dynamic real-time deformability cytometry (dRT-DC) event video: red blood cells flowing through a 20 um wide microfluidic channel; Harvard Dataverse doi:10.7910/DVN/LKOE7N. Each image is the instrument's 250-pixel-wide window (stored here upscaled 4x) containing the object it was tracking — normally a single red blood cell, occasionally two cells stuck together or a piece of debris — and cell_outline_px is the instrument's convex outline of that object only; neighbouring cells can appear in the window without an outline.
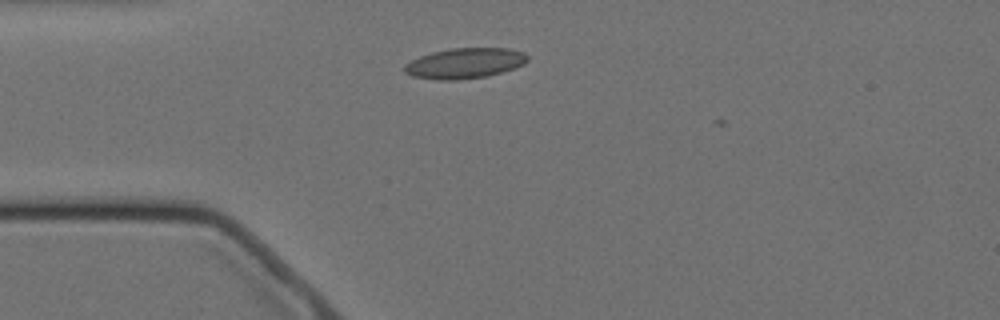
{"species": "Egyptian fruit bat (a non-hibernating species)", "species_latin": "Rousettus aegyptiacus", "temperature_condition": "cold", "stored_images_in_passage": 2, "camera_frame_rate_fps": 3000, "um_per_image_px": 0.085, "animal": {"sex": "female"}, "frame": {"image": 1, "passage_image": 1, "time_ms": 0.0, "image_size_px": [1000, 320], "cell_outline_px": [[528, 60], [524, 64], [488, 76], [456, 80], [440, 80], [412, 76], [404, 72], [404, 64], [420, 56], [432, 52], [452, 48], [508, 48], [524, 52], [528, 56]], "centroid_in_image_um": [39.5, 5.37], "position_along_channel_um": 45.5, "area_um2": 21.73}}